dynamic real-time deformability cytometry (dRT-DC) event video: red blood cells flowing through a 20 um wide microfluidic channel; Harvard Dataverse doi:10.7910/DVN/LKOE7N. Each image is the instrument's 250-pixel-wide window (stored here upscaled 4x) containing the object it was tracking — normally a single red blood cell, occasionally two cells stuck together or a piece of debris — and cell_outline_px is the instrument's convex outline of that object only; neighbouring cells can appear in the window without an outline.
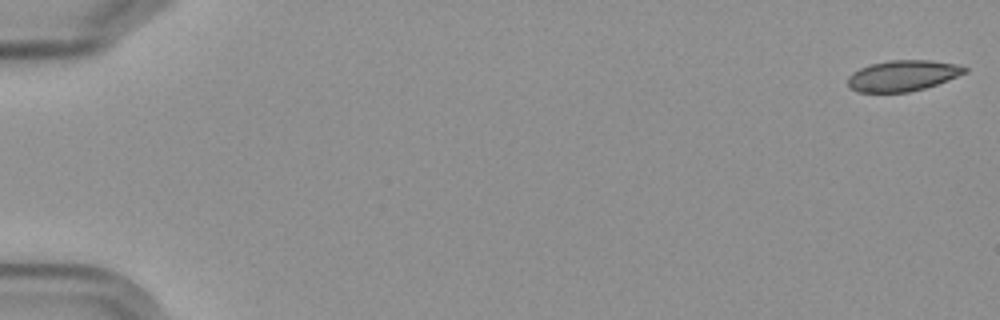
{"species": "Egyptian fruit bat (a non-hibernating species)", "species_latin": "Rousettus aegyptiacus", "temperature_condition": "cold", "stored_images_in_passage": 6, "camera_frame_rate_fps": 3000, "um_per_image_px": 0.085, "frame": {"image": 1, "passage_image": 1, "time_ms": 0.0, "image_size_px": [1000, 320], "cell_outline_px": [[968, 72], [948, 80], [924, 88], [908, 92], [856, 92], [848, 88], [848, 76], [852, 72], [860, 68], [872, 64], [888, 60], [928, 60], [956, 64], [968, 68]], "centroid_in_image_um": [76.71, 6.43], "position_along_channel_um": 8.3, "area_um2": 21.04}}
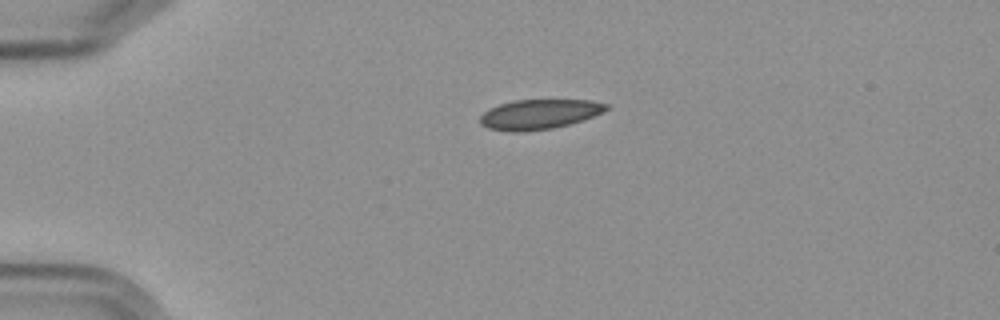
{"frame": {"image": 2, "passage_image": 5, "time_ms": 4.333, "image_size_px": [1000, 320], "cell_outline_px": [[608, 108], [604, 112], [568, 124], [552, 128], [524, 132], [512, 132], [488, 128], [480, 124], [480, 116], [488, 108], [512, 100], [592, 100], [608, 104]], "centroid_in_image_um": [45.8, 9.71], "position_along_channel_um": 39.2, "area_um2": 21.91}}